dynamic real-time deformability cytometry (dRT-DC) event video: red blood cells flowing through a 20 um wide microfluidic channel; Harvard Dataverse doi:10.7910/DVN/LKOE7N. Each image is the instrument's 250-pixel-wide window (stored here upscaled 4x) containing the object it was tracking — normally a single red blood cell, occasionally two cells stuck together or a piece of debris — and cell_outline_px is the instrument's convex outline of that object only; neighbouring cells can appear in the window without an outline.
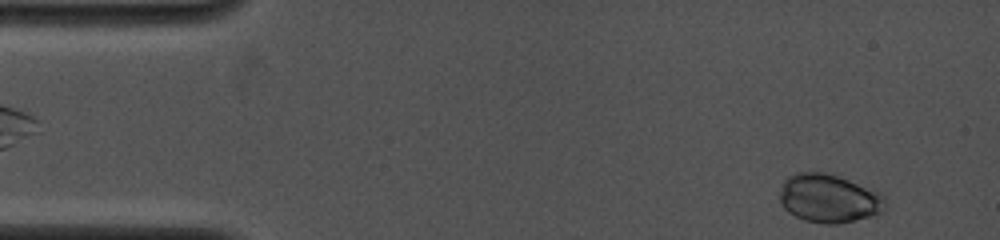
{"species": "common noctule bat (a hibernating species)", "species_latin": "Nyctalus noctula", "temperature_condition": "cold", "stored_images_in_passage": 30, "camera_frame_rate_fps": 4000, "um_per_image_px": 0.085, "animal": {"sex": "female", "body_mass_g": 19.0, "forearm_length_mm": 53.3}, "frame": {"image": 1, "passage_image": 1, "time_ms": 0.0, "image_size_px": [1000, 240], "cell_outline_px": [[888, 204], [884, 212], [840, 224], [824, 224], [804, 220], [788, 212], [780, 204], [780, 192], [784, 180], [788, 176], [796, 172], [824, 172], [872, 188], [880, 192], [884, 196]], "centroid_in_image_um": [70.48, 16.87], "position_along_channel_um": 14.5, "area_um2": 30.11}}
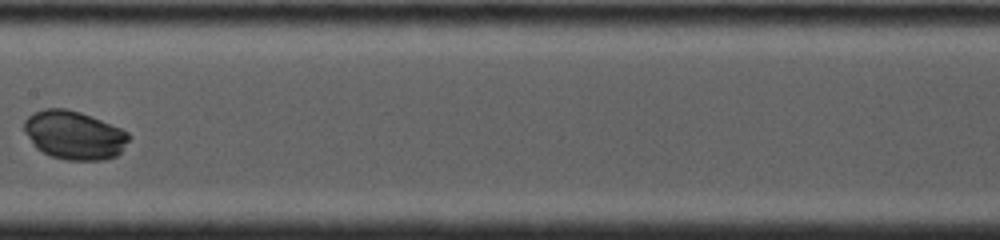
{"frame": {"image": 2, "passage_image": 15, "time_ms": 7.0, "image_size_px": [1000, 240], "cell_outline_px": [[132, 136], [120, 152], [116, 156], [104, 160], [64, 160], [52, 156], [36, 148], [24, 132], [24, 120], [28, 116], [44, 108], [64, 108], [80, 112], [120, 128], [128, 132]], "centroid_in_image_um": [6.31, 11.49], "position_along_channel_um": 201.1, "area_um2": 29.54}}
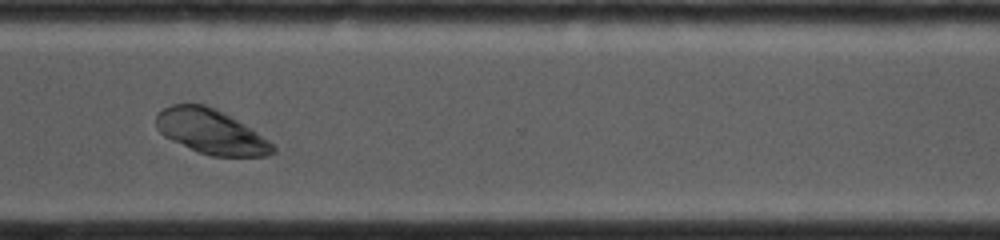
{"frame": {"image": 3, "passage_image": 26, "time_ms": 10.75, "image_size_px": [1000, 240], "cell_outline_px": [[276, 152], [268, 156], [212, 156], [200, 152], [172, 140], [164, 136], [156, 128], [156, 116], [164, 108], [172, 104], [204, 104], [216, 108], [224, 112], [244, 124], [268, 140], [276, 148]], "centroid_in_image_um": [17.94, 11.18], "position_along_channel_um": 352.7, "area_um2": 30.06}, "authors_computed_cell_mechanics": {"area_um2": 29.5069, "velocity_mm_per_s": 4.0534, "shape_relaxation_time_tau1_ms": 1.9274, "shape_relaxation_time_tau2_ms": null, "deformation_change_tau1": 0.1037, "deformation_change_tau2": null}}